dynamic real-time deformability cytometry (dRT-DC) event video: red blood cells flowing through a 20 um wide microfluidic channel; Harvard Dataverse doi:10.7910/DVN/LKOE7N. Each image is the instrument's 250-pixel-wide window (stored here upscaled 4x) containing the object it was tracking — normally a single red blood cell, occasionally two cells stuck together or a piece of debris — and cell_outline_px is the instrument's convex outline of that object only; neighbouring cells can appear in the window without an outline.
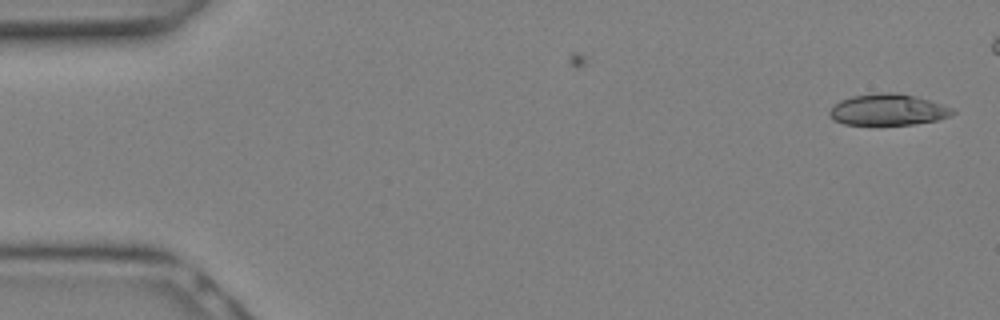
{"species": "Egyptian fruit bat (a non-hibernating species)", "species_latin": "Rousettus aegyptiacus", "temperature_condition": "warm", "stored_images_in_passage": 4, "camera_frame_rate_fps": 3000, "um_per_image_px": 0.085, "animal": {"sex": "female"}, "frame": {"image": 1, "passage_image": 1, "time_ms": 0.0, "image_size_px": [1000, 320], "cell_outline_px": [[956, 112], [948, 116], [936, 120], [912, 124], [844, 124], [832, 120], [828, 116], [828, 112], [840, 100], [852, 96], [880, 92], [896, 92], [916, 96], [952, 108]], "centroid_in_image_um": [75.43, 9.31], "position_along_channel_um": 9.6, "area_um2": 22.25}}